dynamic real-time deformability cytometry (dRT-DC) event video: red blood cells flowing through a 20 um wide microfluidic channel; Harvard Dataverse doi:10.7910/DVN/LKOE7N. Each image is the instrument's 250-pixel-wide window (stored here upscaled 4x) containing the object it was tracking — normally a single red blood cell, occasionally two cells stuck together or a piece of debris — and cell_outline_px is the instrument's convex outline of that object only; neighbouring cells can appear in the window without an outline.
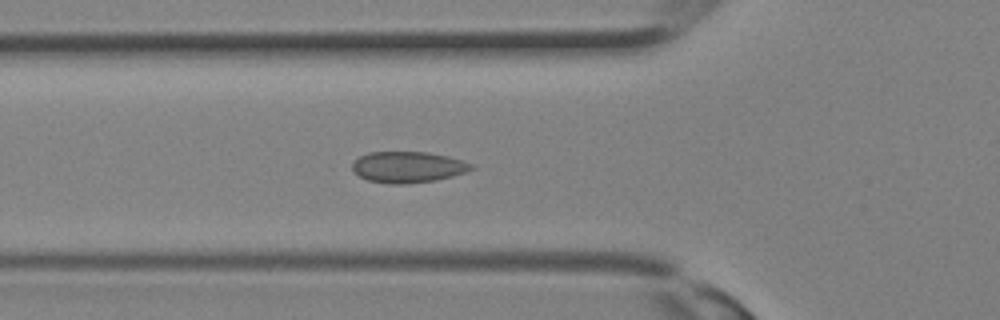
{"species": "Egyptian fruit bat (a non-hibernating species)", "species_latin": "Rousettus aegyptiacus", "temperature_condition": "room temperature", "stored_images_in_passage": 19, "camera_frame_rate_fps": 3000, "um_per_image_px": 0.085, "animal": {"sex": "female"}, "frame": {"image": 1, "passage_image": 11, "time_ms": 3.333, "image_size_px": [1000, 320], "cell_outline_px": [[472, 168], [464, 172], [452, 176], [436, 180], [404, 184], [392, 184], [368, 180], [360, 176], [352, 168], [352, 164], [360, 156], [368, 152], [428, 152], [448, 156], [472, 164]], "centroid_in_image_um": [34.65, 14.19], "position_along_channel_um": 91.1, "area_um2": 21.27}}
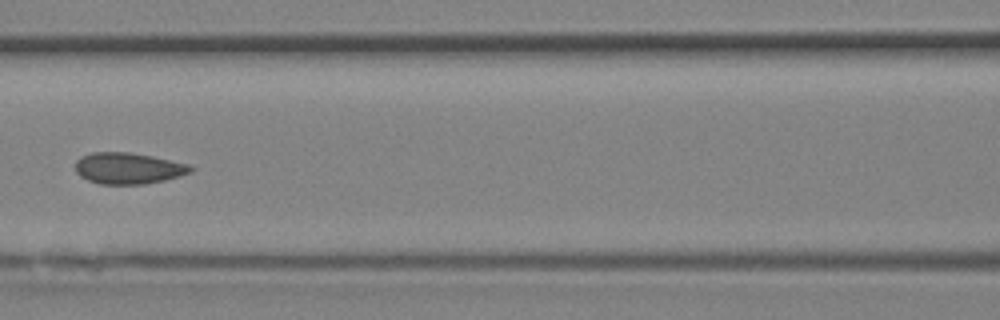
{"frame": {"image": 2, "passage_image": 14, "time_ms": 4.333, "image_size_px": [1000, 320], "cell_outline_px": [[196, 168], [192, 172], [180, 176], [164, 180], [144, 184], [100, 184], [88, 180], [80, 176], [76, 172], [76, 160], [80, 156], [92, 152], [128, 152], [152, 156], [188, 164]], "centroid_in_image_um": [10.91, 14.3], "position_along_channel_um": 155.7, "area_um2": 21.1}}
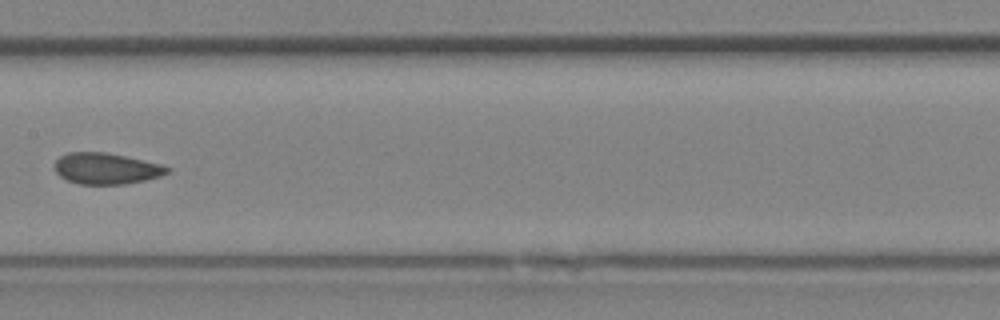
{"frame": {"image": 3, "passage_image": 16, "time_ms": 5.0, "image_size_px": [1000, 320], "cell_outline_px": [[172, 168], [168, 172], [160, 176], [144, 180], [124, 184], [80, 184], [68, 180], [60, 176], [52, 168], [52, 164], [60, 156], [68, 152], [104, 152], [124, 156], [160, 164]], "centroid_in_image_um": [8.98, 14.32], "position_along_channel_um": 198.4, "area_um2": 20.4}}